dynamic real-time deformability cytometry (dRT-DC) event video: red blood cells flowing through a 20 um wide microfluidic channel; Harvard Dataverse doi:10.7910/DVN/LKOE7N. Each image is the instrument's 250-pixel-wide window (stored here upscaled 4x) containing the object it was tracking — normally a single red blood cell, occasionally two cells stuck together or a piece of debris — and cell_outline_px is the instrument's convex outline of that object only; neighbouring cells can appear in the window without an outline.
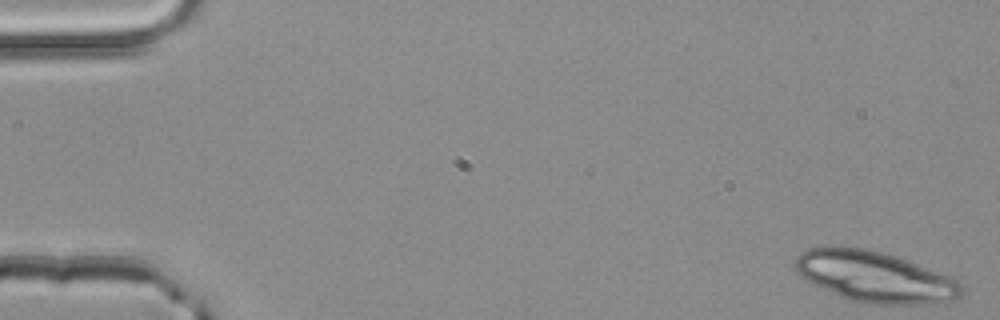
{"species": "common noctule bat (a hibernating species)", "species_latin": "Nyctalus noctula", "temperature_condition": "room temperature", "stored_images_in_passage": 4, "camera_frame_rate_fps": 3000, "um_per_image_px": 0.085, "animal": {"sex": "male", "body_mass_g": 20.4}, "frame": {"image": 1, "passage_image": 1, "time_ms": 0.0, "image_size_px": [1000, 320], "cell_outline_px": [[964, 292], [960, 296], [944, 304], [868, 304], [848, 300], [812, 284], [804, 280], [796, 272], [796, 256], [800, 252], [808, 248], [824, 244], [840, 244], [864, 248], [880, 252], [908, 260], [952, 276], [964, 288]], "centroid_in_image_um": [74.33, 23.51], "position_along_channel_um": 10.7, "area_um2": 50.52}}